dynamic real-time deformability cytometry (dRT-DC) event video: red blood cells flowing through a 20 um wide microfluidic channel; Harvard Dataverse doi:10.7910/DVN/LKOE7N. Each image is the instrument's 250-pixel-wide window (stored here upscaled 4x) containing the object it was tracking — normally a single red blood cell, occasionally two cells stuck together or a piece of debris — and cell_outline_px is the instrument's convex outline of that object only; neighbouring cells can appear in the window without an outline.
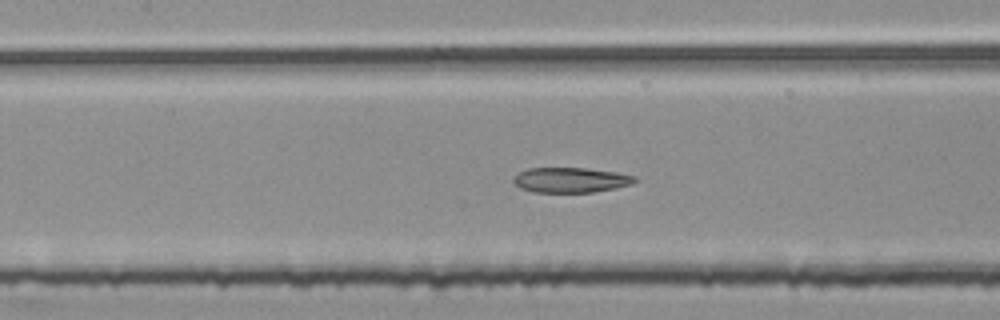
{"species": "common noctule bat (a hibernating species)", "species_latin": "Nyctalus noctula", "temperature_condition": "room temperature", "stored_images_in_passage": 50, "segment_of_instrument_passage": [2, 2], "camera_frame_rate_fps": 3000, "um_per_image_px": 0.085, "animal": {"sex": "female", "body_mass_g": 25.1}, "frame": {"image": 1, "passage_image": 22, "time_ms": 7.0, "image_size_px": [1000, 320], "cell_outline_px": [[636, 180], [632, 184], [616, 188], [592, 192], [532, 192], [520, 188], [512, 180], [520, 172], [528, 168], [588, 168], [616, 172], [636, 176]], "centroid_in_image_um": [48.53, 15.3], "position_along_channel_um": 158.9, "area_um2": 17.69}}
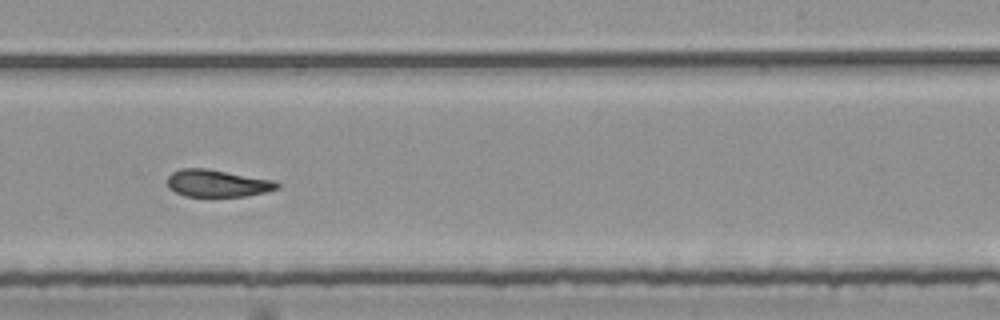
{"frame": {"image": 2, "passage_image": 31, "time_ms": 10.0, "image_size_px": [1000, 320], "cell_outline_px": [[280, 188], [264, 192], [244, 196], [208, 200], [184, 196], [168, 188], [168, 176], [172, 172], [180, 168], [204, 168], [272, 180], [280, 184]], "centroid_in_image_um": [18.42, 15.64], "position_along_channel_um": 270.6, "area_um2": 18.03}}
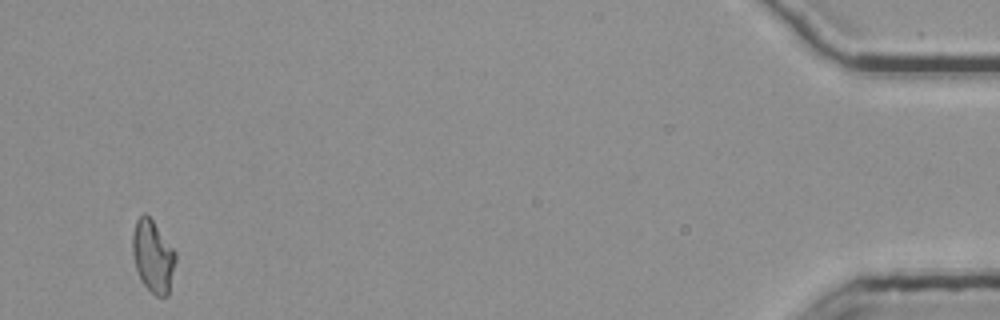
{"frame": {"image": 3, "passage_image": 50, "time_ms": 16.333, "image_size_px": [1000, 320], "cell_outline_px": [[176, 260], [168, 296], [156, 296], [140, 280], [136, 268], [132, 252], [132, 236], [136, 220], [144, 212], [152, 220], [176, 252]], "centroid_in_image_um": [13.0, 21.79], "position_along_channel_um": 422.2, "area_um2": 17.98}}